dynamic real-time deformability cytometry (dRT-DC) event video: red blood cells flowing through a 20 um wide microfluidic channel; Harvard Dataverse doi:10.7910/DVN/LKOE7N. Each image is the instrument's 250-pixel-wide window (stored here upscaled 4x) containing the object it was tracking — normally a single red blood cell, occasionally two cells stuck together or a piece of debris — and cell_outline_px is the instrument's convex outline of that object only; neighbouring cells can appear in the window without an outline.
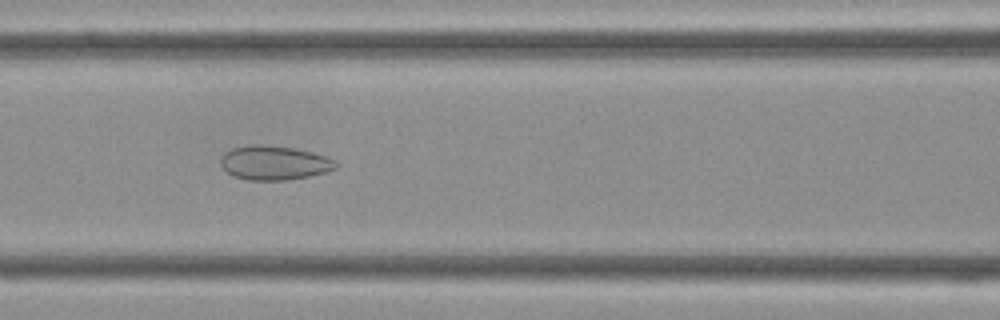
{"species": "Egyptian fruit bat (a non-hibernating species)", "species_latin": "Rousettus aegyptiacus", "temperature_condition": "cold", "stored_images_in_passage": 34, "camera_frame_rate_fps": 3000, "um_per_image_px": 0.085, "frame": {"image": 1, "passage_image": 11, "time_ms": 3.333, "image_size_px": [1000, 320], "cell_outline_px": [[336, 168], [324, 172], [308, 176], [284, 180], [248, 180], [232, 176], [220, 164], [220, 160], [232, 148], [252, 144], [264, 144], [296, 148], [312, 152], [336, 160]], "centroid_in_image_um": [23.3, 13.83], "position_along_channel_um": 143.3, "area_um2": 22.77}}
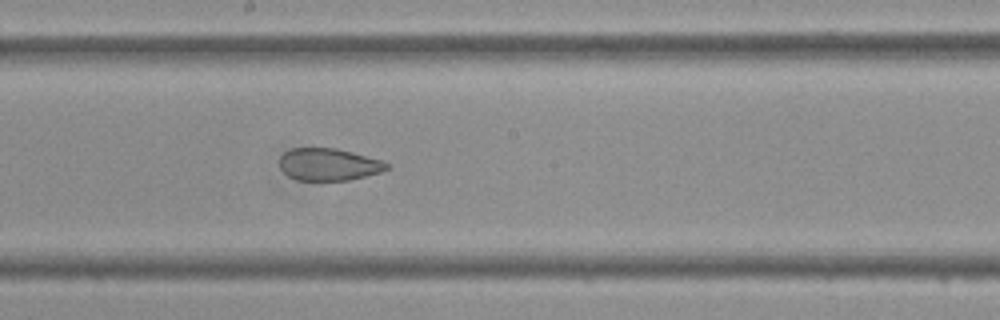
{"frame": {"image": 2, "passage_image": 16, "time_ms": 5.0, "image_size_px": [1000, 320], "cell_outline_px": [[392, 168], [380, 172], [348, 180], [296, 180], [288, 176], [280, 168], [280, 156], [284, 152], [292, 148], [336, 148], [384, 160], [392, 164]], "centroid_in_image_um": [27.98, 13.97], "position_along_channel_um": 220.2, "area_um2": 20.35}}
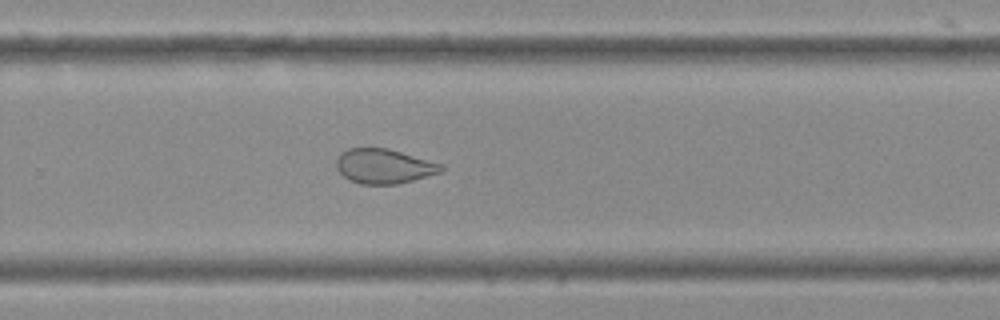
{"frame": {"image": 3, "passage_image": 21, "time_ms": 6.667, "image_size_px": [1000, 320], "cell_outline_px": [[444, 172], [396, 184], [360, 184], [348, 180], [336, 168], [336, 160], [340, 152], [348, 148], [388, 148], [444, 164]], "centroid_in_image_um": [32.65, 14.12], "position_along_channel_um": 297.2, "area_um2": 21.39}}